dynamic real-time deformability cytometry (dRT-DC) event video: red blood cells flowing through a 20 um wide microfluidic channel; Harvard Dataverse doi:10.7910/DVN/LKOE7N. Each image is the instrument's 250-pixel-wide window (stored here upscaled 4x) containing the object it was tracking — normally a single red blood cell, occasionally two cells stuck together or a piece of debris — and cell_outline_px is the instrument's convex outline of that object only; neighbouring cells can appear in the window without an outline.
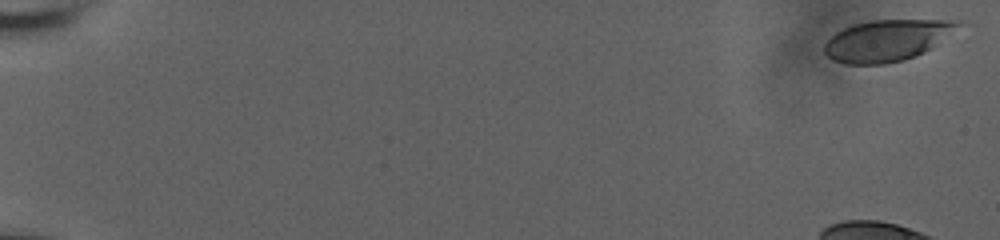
{"species": "human", "species_latin": "Homo sapiens", "temperature_condition": "room temperature", "stored_images_in_passage": 50, "camera_frame_rate_fps": 3000, "um_per_image_px": 0.085, "donor": {"sex": "male"}, "frame": {"image": 1, "passage_image": 1, "time_ms": 0.0, "image_size_px": [1000, 240], "cell_outline_px": [[964, 24], [932, 48], [924, 52], [904, 60], [884, 64], [844, 64], [832, 60], [824, 52], [824, 44], [836, 32], [844, 28], [856, 24], [872, 20], [964, 20]], "centroid_in_image_um": [75.43, 3.43], "position_along_channel_um": 9.6, "area_um2": 32.25}}